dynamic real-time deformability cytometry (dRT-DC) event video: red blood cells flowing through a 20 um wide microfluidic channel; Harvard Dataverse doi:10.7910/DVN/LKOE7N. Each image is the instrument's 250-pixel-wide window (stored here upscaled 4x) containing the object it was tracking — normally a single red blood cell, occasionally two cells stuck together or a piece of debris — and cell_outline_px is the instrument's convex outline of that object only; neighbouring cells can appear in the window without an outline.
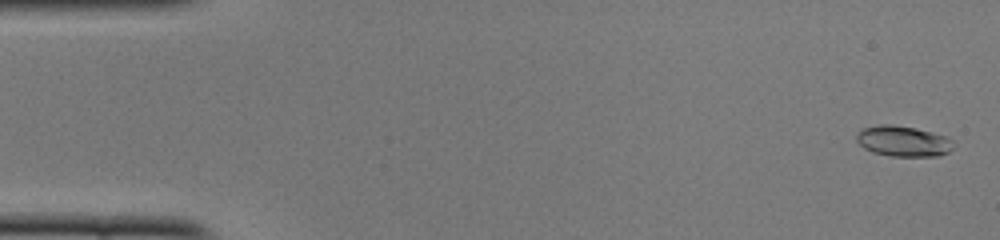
{"species": "common noctule bat (a hibernating species)", "species_latin": "Nyctalus noctula", "temperature_condition": "cold", "stored_images_in_passage": 51, "camera_frame_rate_fps": 3000, "um_per_image_px": 0.085, "animal": {"sex": "female", "body_mass_g": 22.0, "forearm_length_mm": 56.7}, "frame": {"image": 1, "passage_image": 2, "time_ms": 0.333, "image_size_px": [1000, 240], "cell_outline_px": [[952, 148], [948, 152], [940, 156], [892, 156], [872, 152], [864, 148], [856, 140], [856, 132], [864, 128], [880, 124], [892, 124], [916, 128], [948, 136], [952, 140]], "centroid_in_image_um": [76.77, 11.99], "position_along_channel_um": 8.2, "area_um2": 17.4}}
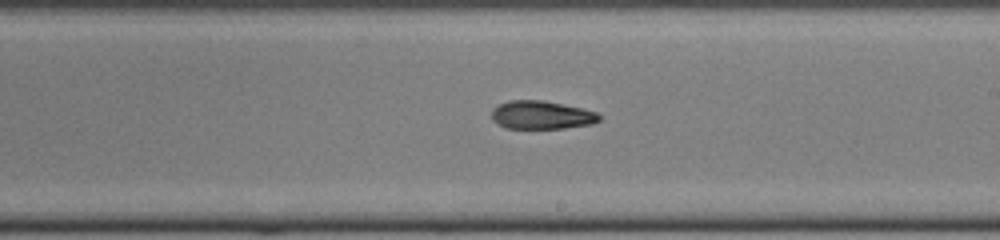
{"frame": {"image": 2, "passage_image": 30, "time_ms": 9.667, "image_size_px": [1000, 240], "cell_outline_px": [[600, 120], [592, 124], [564, 128], [504, 128], [496, 124], [492, 120], [492, 108], [508, 100], [544, 100], [580, 108], [596, 112], [600, 116]], "centroid_in_image_um": [45.99, 9.78], "position_along_channel_um": 243.0, "area_um2": 17.74}}
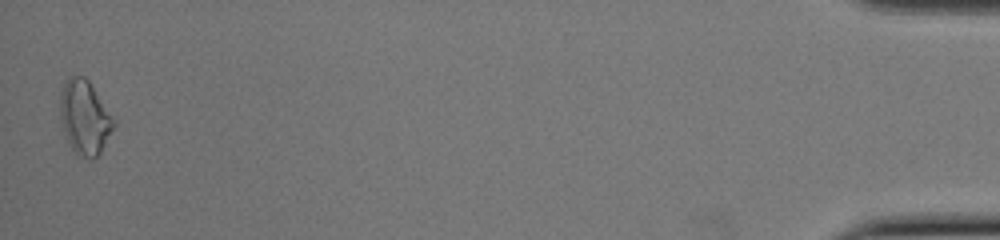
{"frame": {"image": 3, "passage_image": 51, "time_ms": 16.667, "image_size_px": [1000, 240], "cell_outline_px": [[116, 124], [100, 152], [92, 160], [88, 160], [76, 156], [64, 136], [60, 120], [60, 92], [68, 76], [84, 76], [88, 80], [116, 120]], "centroid_in_image_um": [7.18, 10.01], "position_along_channel_um": 428.0, "area_um2": 23.52}, "authors_computed_cell_mechanics": {"area_um2": 17.918, "velocity_mm_per_s": 3.9282, "shape_relaxation_time_tau1_ms": 5.8713, "shape_relaxation_time_tau2_ms": 4.5303, "deformation_change_tau1": 0.1477, "deformation_change_tau2": 0.1137}}